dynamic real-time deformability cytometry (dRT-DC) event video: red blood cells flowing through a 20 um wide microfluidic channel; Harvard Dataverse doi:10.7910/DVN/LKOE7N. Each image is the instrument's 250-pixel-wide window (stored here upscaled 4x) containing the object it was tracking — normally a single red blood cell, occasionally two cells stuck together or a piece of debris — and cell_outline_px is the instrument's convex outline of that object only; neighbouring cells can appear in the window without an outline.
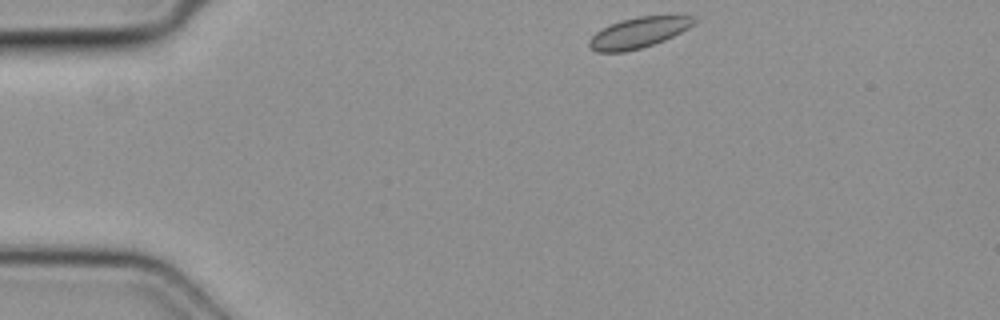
{"species": "common noctule bat (a hibernating species)", "species_latin": "Nyctalus noctula", "temperature_condition": "cold", "stored_images_in_passage": 35, "camera_frame_rate_fps": 3000, "um_per_image_px": 0.085, "animal": {"sex": "female", "body_mass_g": 19.3, "forearm_length_mm": 54.1}, "frame": {"image": 1, "passage_image": 1, "time_ms": 0.0, "image_size_px": [1000, 320], "cell_outline_px": [[696, 24], [664, 40], [640, 48], [624, 52], [596, 52], [588, 44], [588, 40], [596, 32], [620, 20], [640, 16], [696, 16]], "centroid_in_image_um": [54.28, 2.77], "position_along_channel_um": 30.7, "area_um2": 18.44}}
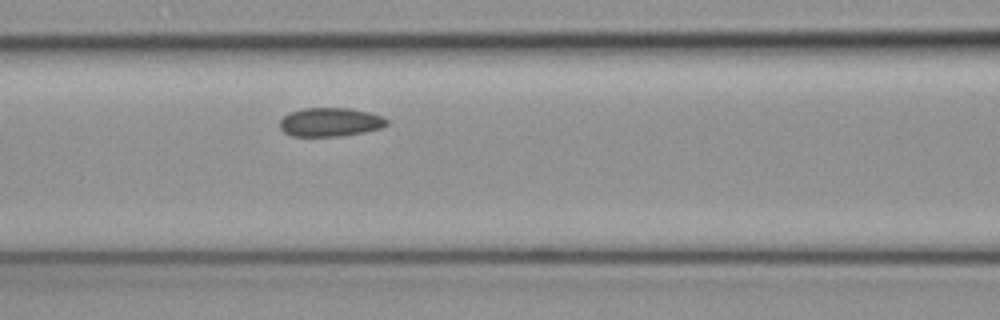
{"frame": {"image": 2, "passage_image": 13, "time_ms": 4.0, "image_size_px": [1000, 320], "cell_outline_px": [[388, 124], [380, 128], [364, 132], [340, 136], [292, 136], [284, 132], [280, 128], [280, 120], [288, 112], [304, 108], [348, 108], [368, 112], [384, 116], [388, 120]], "centroid_in_image_um": [28.06, 10.37], "position_along_channel_um": 138.5, "area_um2": 17.98}}
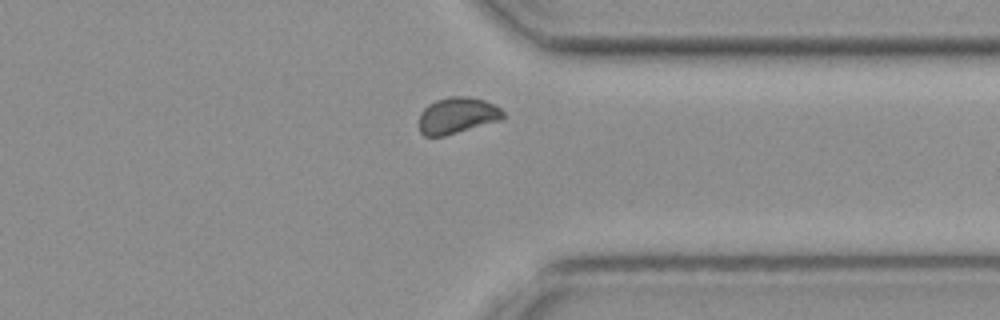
{"frame": {"image": 3, "passage_image": 30, "time_ms": 9.667, "image_size_px": [1000, 320], "cell_outline_px": [[504, 116], [500, 120], [444, 136], [424, 136], [420, 132], [420, 112], [428, 104], [436, 100], [448, 96], [468, 96], [484, 100], [496, 104], [504, 112]], "centroid_in_image_um": [38.86, 9.8], "position_along_channel_um": 372.5, "area_um2": 17.8}}